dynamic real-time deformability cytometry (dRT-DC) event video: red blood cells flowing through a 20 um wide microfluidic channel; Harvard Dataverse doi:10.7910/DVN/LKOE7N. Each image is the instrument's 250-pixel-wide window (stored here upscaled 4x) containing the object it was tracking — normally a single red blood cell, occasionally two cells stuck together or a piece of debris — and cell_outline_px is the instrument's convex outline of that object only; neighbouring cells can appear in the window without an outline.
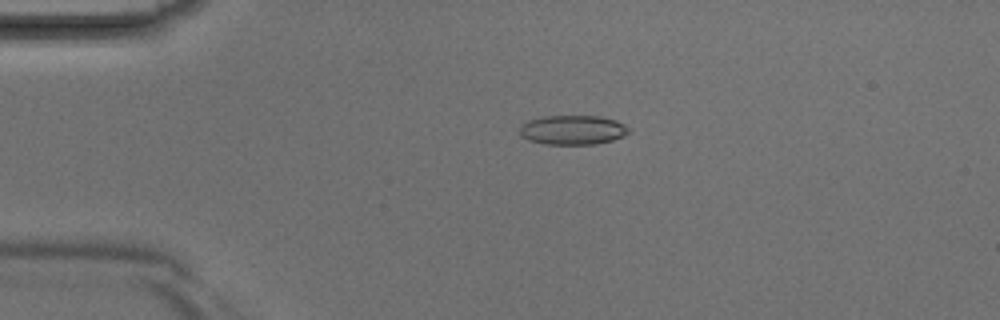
{"species": "Egyptian fruit bat (a non-hibernating species)", "species_latin": "Rousettus aegyptiacus", "temperature_condition": "room temperature", "stored_images_in_passage": 5, "camera_frame_rate_fps": 3000, "um_per_image_px": 0.085, "animal": {"sex": "male"}, "frame": {"image": 1, "passage_image": 3, "time_ms": 0.667, "image_size_px": [1000, 320], "cell_outline_px": [[632, 132], [624, 136], [612, 140], [596, 144], [544, 144], [528, 140], [520, 136], [520, 128], [528, 120], [544, 116], [600, 116], [616, 120], [624, 124]], "centroid_in_image_um": [48.7, 11.05], "position_along_channel_um": 36.3, "area_um2": 18.79}}